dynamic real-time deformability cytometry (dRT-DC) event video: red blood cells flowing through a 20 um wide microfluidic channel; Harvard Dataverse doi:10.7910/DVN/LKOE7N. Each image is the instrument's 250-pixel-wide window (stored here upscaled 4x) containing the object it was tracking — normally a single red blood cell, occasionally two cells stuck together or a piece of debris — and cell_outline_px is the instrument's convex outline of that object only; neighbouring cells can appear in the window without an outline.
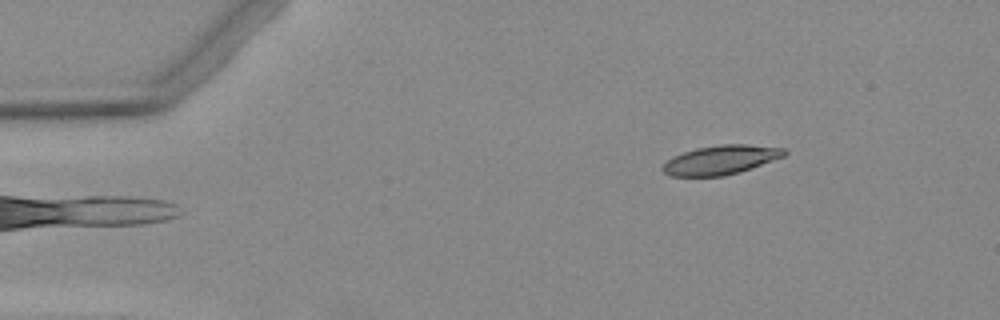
{"species": "Egyptian fruit bat (a non-hibernating species)", "species_latin": "Rousettus aegyptiacus", "temperature_condition": "warm", "stored_images_in_passage": 5, "camera_frame_rate_fps": 3000, "um_per_image_px": 0.085, "animal": {"sex": "female"}, "frame": {"image": 1, "passage_image": 5, "time_ms": 5.0, "image_size_px": [1000, 320], "cell_outline_px": [[788, 152], [784, 156], [740, 172], [724, 176], [672, 176], [664, 172], [660, 168], [672, 156], [696, 148], [720, 144], [748, 144], [784, 148]], "centroid_in_image_um": [61.26, 13.58], "position_along_channel_um": 23.7, "area_um2": 20.63}}